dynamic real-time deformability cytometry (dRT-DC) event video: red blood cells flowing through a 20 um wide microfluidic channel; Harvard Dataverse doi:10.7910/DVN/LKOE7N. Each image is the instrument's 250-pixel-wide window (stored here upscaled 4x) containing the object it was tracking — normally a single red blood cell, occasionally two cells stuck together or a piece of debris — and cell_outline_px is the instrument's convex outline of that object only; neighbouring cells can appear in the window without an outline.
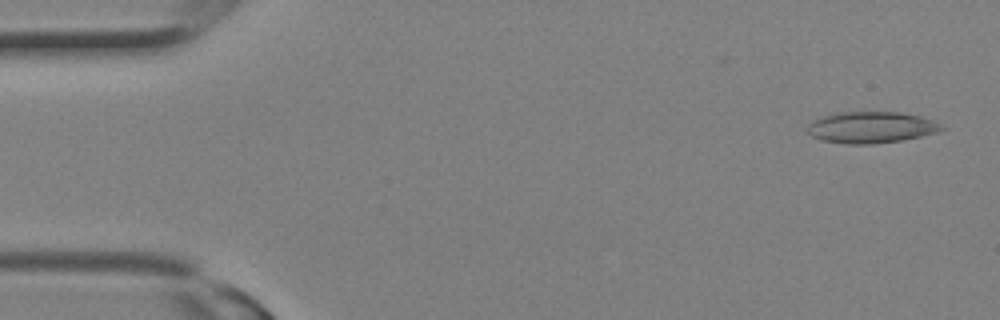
{"species": "Egyptian fruit bat (a non-hibernating species)", "species_latin": "Rousettus aegyptiacus", "temperature_condition": "room temperature", "stored_images_in_passage": 15, "camera_frame_rate_fps": 3000, "um_per_image_px": 0.085, "animal": {"sex": "female"}, "frame": {"image": 1, "passage_image": 1, "time_ms": 0.0, "image_size_px": [1000, 320], "cell_outline_px": [[944, 128], [940, 132], [900, 140], [872, 144], [848, 144], [820, 140], [812, 136], [804, 128], [812, 120], [820, 116], [836, 112], [900, 112], [920, 116], [932, 120], [940, 124]], "centroid_in_image_um": [73.99, 10.82], "position_along_channel_um": 11.0, "area_um2": 24.74}}
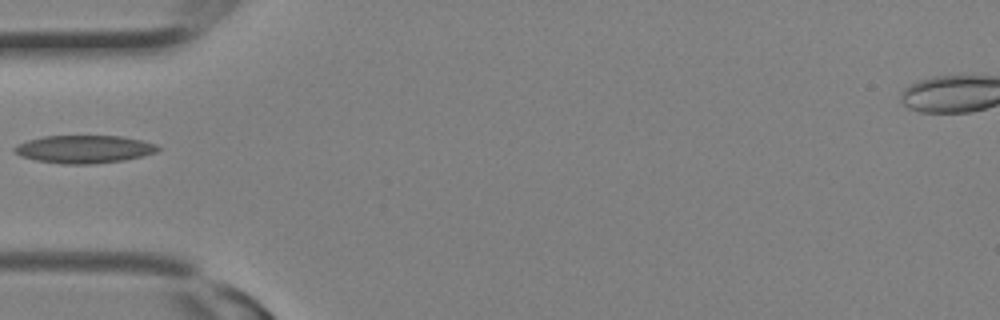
{"frame": {"image": 2, "passage_image": 9, "time_ms": 2.667, "image_size_px": [1000, 320], "cell_outline_px": [[160, 148], [156, 152], [124, 160], [92, 164], [60, 164], [36, 160], [20, 156], [12, 152], [12, 148], [16, 144], [28, 140], [44, 136], [120, 136], [140, 140], [156, 144]], "centroid_in_image_um": [7.08, 12.68], "position_along_channel_um": 77.9, "area_um2": 23.29}}
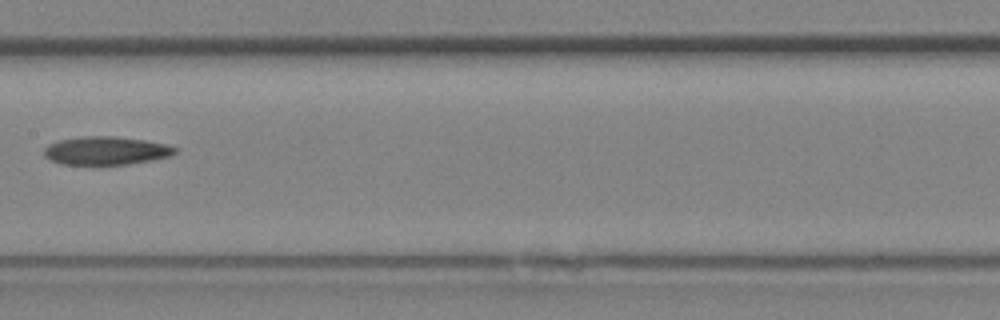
{"frame": {"image": 3, "passage_image": 14, "time_ms": 4.333, "image_size_px": [1000, 320], "cell_outline_px": [[176, 152], [168, 156], [152, 160], [128, 164], [92, 168], [60, 164], [48, 160], [44, 156], [44, 148], [48, 144], [60, 140], [80, 136], [112, 136], [144, 140], [168, 144], [176, 148]], "centroid_in_image_um": [8.92, 12.86], "position_along_channel_um": 198.5, "area_um2": 22.54}}